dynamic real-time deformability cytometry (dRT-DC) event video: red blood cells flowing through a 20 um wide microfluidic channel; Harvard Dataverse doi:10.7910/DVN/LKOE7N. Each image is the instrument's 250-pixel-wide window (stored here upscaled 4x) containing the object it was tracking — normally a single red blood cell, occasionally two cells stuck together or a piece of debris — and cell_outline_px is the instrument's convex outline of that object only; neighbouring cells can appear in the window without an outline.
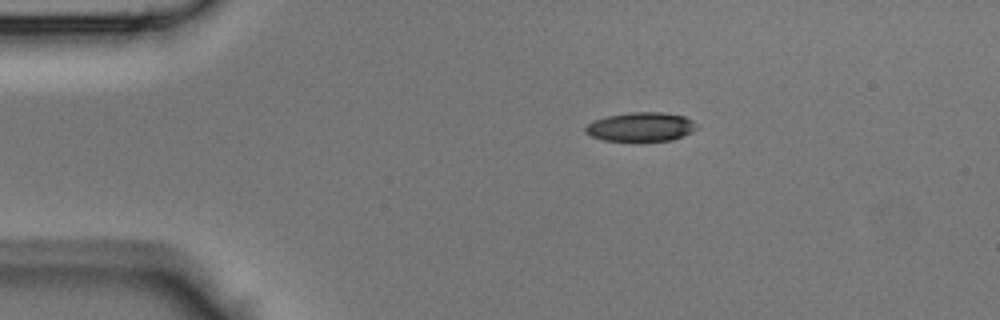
{"species": "Egyptian fruit bat (a non-hibernating species)", "species_latin": "Rousettus aegyptiacus", "temperature_condition": "room temperature", "stored_images_in_passage": 37, "camera_frame_rate_fps": 3000, "um_per_image_px": 0.085, "animal": {"sex": "male"}, "frame": {"image": 1, "passage_image": 1, "time_ms": 0.0, "image_size_px": [1000, 320], "cell_outline_px": [[696, 128], [692, 132], [684, 136], [672, 140], [604, 140], [592, 136], [584, 132], [584, 128], [588, 124], [596, 120], [608, 116], [632, 112], [660, 112], [684, 116], [692, 120], [696, 124]], "centroid_in_image_um": [54.49, 10.78], "position_along_channel_um": 30.5, "area_um2": 18.5}}
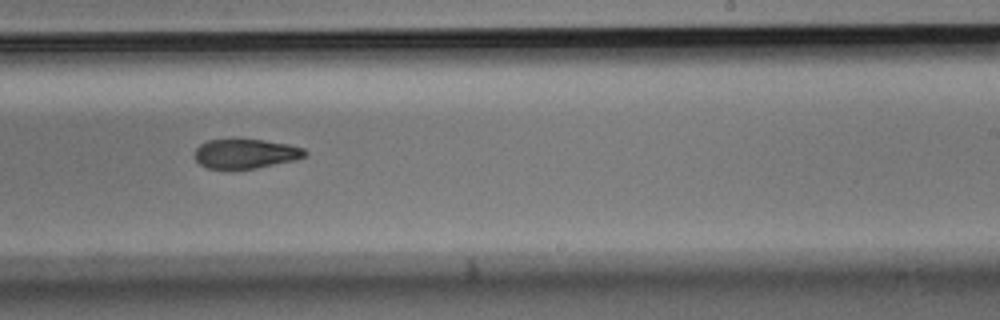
{"frame": {"image": 2, "passage_image": 20, "time_ms": 6.333, "image_size_px": [1000, 320], "cell_outline_px": [[308, 156], [296, 160], [256, 168], [208, 168], [200, 164], [196, 160], [196, 148], [200, 144], [208, 140], [236, 136], [264, 140], [288, 144], [304, 148], [308, 152]], "centroid_in_image_um": [20.9, 13.01], "position_along_channel_um": 268.1, "area_um2": 19.54}}
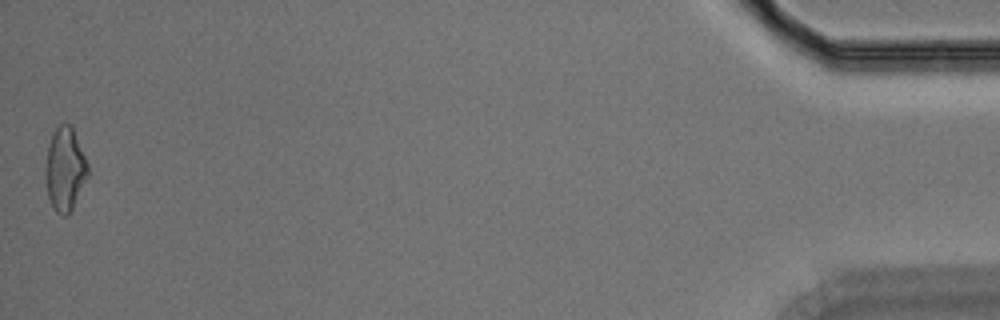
{"frame": {"image": 3, "passage_image": 37, "time_ms": 12.0, "image_size_px": [1000, 320], "cell_outline_px": [[88, 176], [68, 216], [64, 216], [56, 212], [52, 208], [48, 196], [44, 172], [44, 168], [48, 144], [52, 132], [60, 124], [72, 124], [88, 164]], "centroid_in_image_um": [5.5, 14.36], "position_along_channel_um": 429.7, "area_um2": 20.87}}